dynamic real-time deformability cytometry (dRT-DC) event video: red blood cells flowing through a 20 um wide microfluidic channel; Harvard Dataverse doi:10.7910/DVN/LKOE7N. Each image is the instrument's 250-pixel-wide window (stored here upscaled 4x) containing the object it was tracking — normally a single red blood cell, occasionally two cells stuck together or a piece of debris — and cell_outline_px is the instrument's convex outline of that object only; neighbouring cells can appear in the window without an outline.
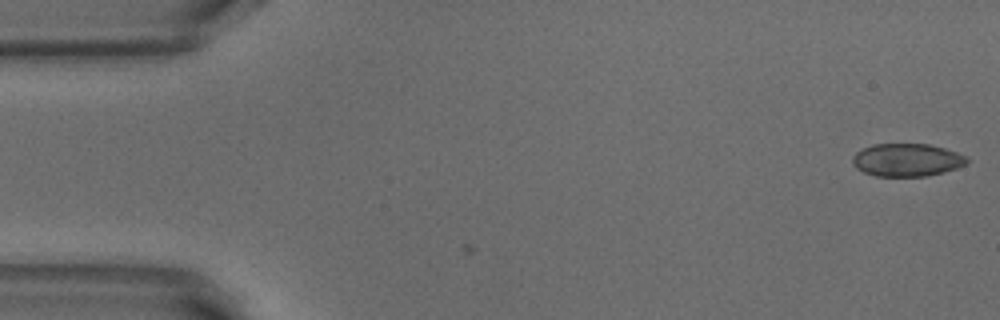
{"species": "common noctule bat (a hibernating species)", "species_latin": "Nyctalus noctula", "temperature_condition": "warm", "stored_images_in_passage": 20, "camera_frame_rate_fps": 3000, "um_per_image_px": 0.085, "animal": {"sex": "male", "body_mass_g": 18.8}, "frame": {"image": 1, "passage_image": 1, "time_ms": 0.0, "image_size_px": [1000, 320], "cell_outline_px": [[968, 164], [944, 172], [928, 176], [876, 176], [864, 172], [856, 168], [852, 164], [852, 156], [856, 152], [872, 144], [928, 144], [944, 148], [956, 152], [964, 156], [968, 160]], "centroid_in_image_um": [77.07, 13.6], "position_along_channel_um": 7.9, "area_um2": 21.91}}
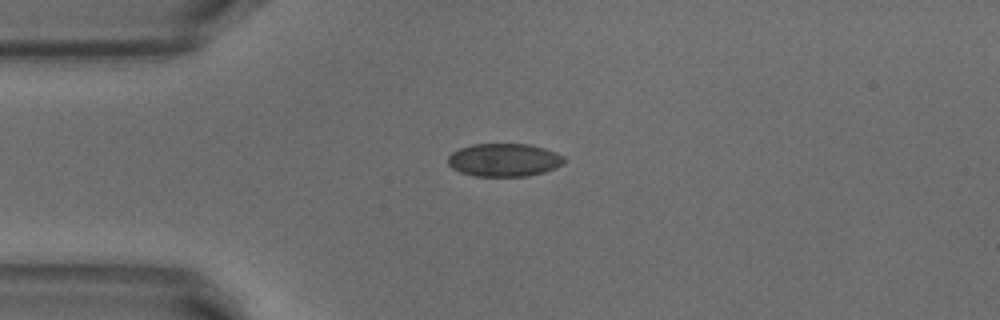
{"frame": {"image": 2, "passage_image": 12, "time_ms": 3.667, "image_size_px": [1000, 320], "cell_outline_px": [[564, 164], [556, 168], [544, 172], [528, 176], [472, 176], [460, 172], [452, 168], [448, 164], [448, 156], [452, 152], [460, 148], [472, 144], [528, 144], [544, 148], [556, 152], [564, 156]], "centroid_in_image_um": [42.85, 13.6], "position_along_channel_um": 42.1, "area_um2": 22.54}}
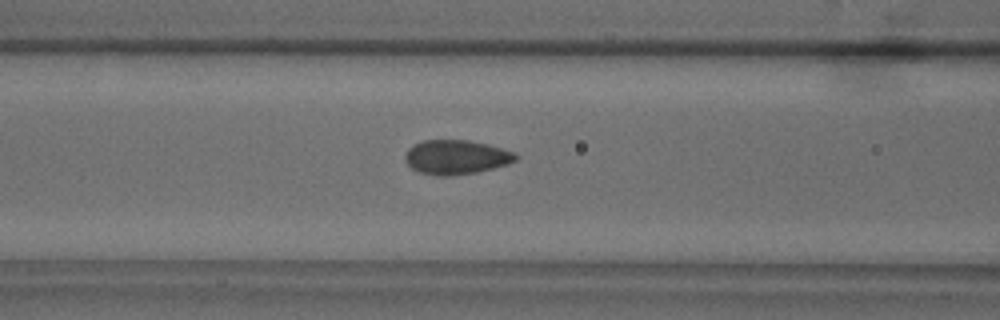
{"frame": {"image": 3, "passage_image": 20, "time_ms": 6.333, "image_size_px": [1000, 320], "cell_outline_px": [[520, 156], [516, 160], [508, 164], [476, 172], [448, 176], [436, 176], [420, 172], [412, 168], [404, 160], [404, 152], [412, 144], [424, 140], [468, 140], [488, 144], [512, 152]], "centroid_in_image_um": [38.73, 13.35], "position_along_channel_um": 127.9, "area_um2": 22.2}}